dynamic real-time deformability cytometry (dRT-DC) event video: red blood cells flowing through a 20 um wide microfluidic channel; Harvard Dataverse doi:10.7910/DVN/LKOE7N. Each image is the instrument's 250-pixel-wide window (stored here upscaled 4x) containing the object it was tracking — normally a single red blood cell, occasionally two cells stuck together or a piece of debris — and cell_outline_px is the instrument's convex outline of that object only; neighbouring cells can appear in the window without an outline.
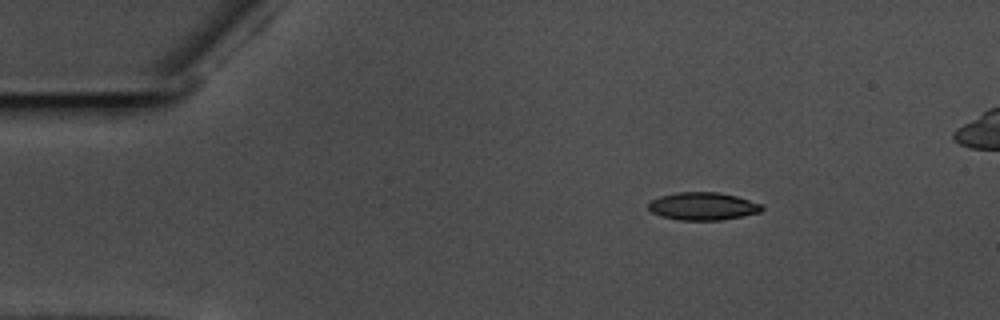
{"species": "common noctule bat (a hibernating species)", "species_latin": "Nyctalus noctula", "temperature_condition": "warm", "stored_images_in_passage": 48, "camera_frame_rate_fps": 3000, "um_per_image_px": 0.085, "animal": {"sex": "male", "body_mass_g": 17.5, "forearm_length_mm": 52.3}, "frame": {"image": 1, "passage_image": 1, "time_ms": 0.0, "image_size_px": [1000, 320], "cell_outline_px": [[764, 208], [760, 212], [744, 216], [720, 220], [680, 220], [660, 216], [652, 212], [648, 208], [648, 204], [652, 200], [660, 196], [676, 192], [720, 192], [736, 196], [760, 204]], "centroid_in_image_um": [59.73, 17.53], "position_along_channel_um": 25.3, "area_um2": 18.32}}
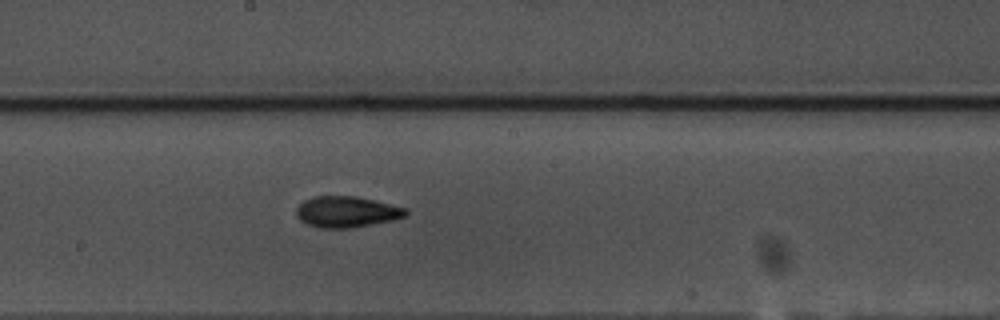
{"frame": {"image": 2, "passage_image": 23, "time_ms": 7.333, "image_size_px": [1000, 320], "cell_outline_px": [[408, 212], [404, 216], [392, 220], [352, 228], [320, 228], [308, 224], [300, 220], [296, 216], [296, 208], [304, 200], [312, 196], [356, 196], [408, 208]], "centroid_in_image_um": [29.44, 18.0], "position_along_channel_um": 218.8, "area_um2": 19.83}}
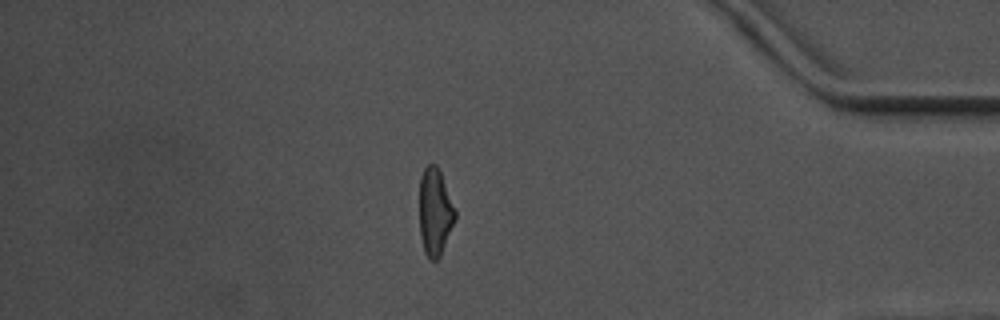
{"frame": {"image": 3, "passage_image": 41, "time_ms": 13.333, "image_size_px": [1000, 320], "cell_outline_px": [[456, 216], [440, 256], [436, 260], [428, 260], [424, 252], [420, 236], [420, 176], [424, 168], [428, 164], [436, 164], [440, 172], [456, 208]], "centroid_in_image_um": [36.97, 18.01], "position_along_channel_um": 398.2, "area_um2": 18.15}}